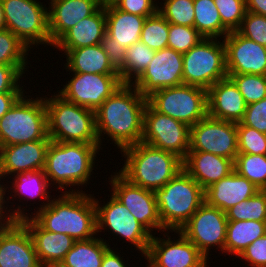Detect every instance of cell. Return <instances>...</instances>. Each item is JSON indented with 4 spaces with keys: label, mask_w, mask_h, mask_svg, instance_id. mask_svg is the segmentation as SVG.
<instances>
[{
    "label": "cell",
    "mask_w": 266,
    "mask_h": 267,
    "mask_svg": "<svg viewBox=\"0 0 266 267\" xmlns=\"http://www.w3.org/2000/svg\"><path fill=\"white\" fill-rule=\"evenodd\" d=\"M147 103V97L132 84H123L108 97L95 111V126L100 148L105 135L120 151L141 142Z\"/></svg>",
    "instance_id": "1"
},
{
    "label": "cell",
    "mask_w": 266,
    "mask_h": 267,
    "mask_svg": "<svg viewBox=\"0 0 266 267\" xmlns=\"http://www.w3.org/2000/svg\"><path fill=\"white\" fill-rule=\"evenodd\" d=\"M30 217L44 230L64 233L76 241L97 235L96 206L92 194L64 192L50 203L31 212Z\"/></svg>",
    "instance_id": "2"
},
{
    "label": "cell",
    "mask_w": 266,
    "mask_h": 267,
    "mask_svg": "<svg viewBox=\"0 0 266 267\" xmlns=\"http://www.w3.org/2000/svg\"><path fill=\"white\" fill-rule=\"evenodd\" d=\"M99 144L50 142L47 153L44 172L52 186L56 185V192H84L79 186L90 184V177L97 155L100 150ZM70 186V187H69ZM72 186L76 187L73 189ZM66 187V188H65ZM71 188L69 190H66ZM66 190V191H64Z\"/></svg>",
    "instance_id": "3"
},
{
    "label": "cell",
    "mask_w": 266,
    "mask_h": 267,
    "mask_svg": "<svg viewBox=\"0 0 266 267\" xmlns=\"http://www.w3.org/2000/svg\"><path fill=\"white\" fill-rule=\"evenodd\" d=\"M125 158L118 171L130 183L155 191L183 169V159L175 153L139 142L120 151Z\"/></svg>",
    "instance_id": "4"
},
{
    "label": "cell",
    "mask_w": 266,
    "mask_h": 267,
    "mask_svg": "<svg viewBox=\"0 0 266 267\" xmlns=\"http://www.w3.org/2000/svg\"><path fill=\"white\" fill-rule=\"evenodd\" d=\"M47 134L55 142L99 144L95 111L66 101L58 93L45 95Z\"/></svg>",
    "instance_id": "5"
},
{
    "label": "cell",
    "mask_w": 266,
    "mask_h": 267,
    "mask_svg": "<svg viewBox=\"0 0 266 267\" xmlns=\"http://www.w3.org/2000/svg\"><path fill=\"white\" fill-rule=\"evenodd\" d=\"M164 231H179L205 202L204 189L182 169L154 191Z\"/></svg>",
    "instance_id": "6"
},
{
    "label": "cell",
    "mask_w": 266,
    "mask_h": 267,
    "mask_svg": "<svg viewBox=\"0 0 266 267\" xmlns=\"http://www.w3.org/2000/svg\"><path fill=\"white\" fill-rule=\"evenodd\" d=\"M34 98L23 94L0 119V147L51 140L47 134L45 99Z\"/></svg>",
    "instance_id": "7"
},
{
    "label": "cell",
    "mask_w": 266,
    "mask_h": 267,
    "mask_svg": "<svg viewBox=\"0 0 266 267\" xmlns=\"http://www.w3.org/2000/svg\"><path fill=\"white\" fill-rule=\"evenodd\" d=\"M6 28L29 50L37 45L51 47L48 7L39 0H1ZM36 45V46H35Z\"/></svg>",
    "instance_id": "8"
},
{
    "label": "cell",
    "mask_w": 266,
    "mask_h": 267,
    "mask_svg": "<svg viewBox=\"0 0 266 267\" xmlns=\"http://www.w3.org/2000/svg\"><path fill=\"white\" fill-rule=\"evenodd\" d=\"M228 77L225 46L218 38H203L183 54V84L208 90Z\"/></svg>",
    "instance_id": "9"
},
{
    "label": "cell",
    "mask_w": 266,
    "mask_h": 267,
    "mask_svg": "<svg viewBox=\"0 0 266 267\" xmlns=\"http://www.w3.org/2000/svg\"><path fill=\"white\" fill-rule=\"evenodd\" d=\"M148 103L159 113L195 125L207 115V90L182 84L159 89L147 97Z\"/></svg>",
    "instance_id": "10"
},
{
    "label": "cell",
    "mask_w": 266,
    "mask_h": 267,
    "mask_svg": "<svg viewBox=\"0 0 266 267\" xmlns=\"http://www.w3.org/2000/svg\"><path fill=\"white\" fill-rule=\"evenodd\" d=\"M96 206V222H97V235L98 233L108 230L113 234L114 239L126 240L131 243L136 250L140 251L142 257L147 254L149 243L151 242L152 234L141 224L130 211L111 194L110 199L106 204L102 201L95 199ZM104 230V231H102ZM110 230V231H109ZM115 236H117L115 238Z\"/></svg>",
    "instance_id": "11"
},
{
    "label": "cell",
    "mask_w": 266,
    "mask_h": 267,
    "mask_svg": "<svg viewBox=\"0 0 266 267\" xmlns=\"http://www.w3.org/2000/svg\"><path fill=\"white\" fill-rule=\"evenodd\" d=\"M190 127L157 112L149 103L144 110L142 143L175 153L184 159L189 151Z\"/></svg>",
    "instance_id": "12"
},
{
    "label": "cell",
    "mask_w": 266,
    "mask_h": 267,
    "mask_svg": "<svg viewBox=\"0 0 266 267\" xmlns=\"http://www.w3.org/2000/svg\"><path fill=\"white\" fill-rule=\"evenodd\" d=\"M189 151L209 152L235 161L238 154L237 123L206 115L190 126Z\"/></svg>",
    "instance_id": "13"
},
{
    "label": "cell",
    "mask_w": 266,
    "mask_h": 267,
    "mask_svg": "<svg viewBox=\"0 0 266 267\" xmlns=\"http://www.w3.org/2000/svg\"><path fill=\"white\" fill-rule=\"evenodd\" d=\"M227 223L226 212L204 202L179 231L209 261V251L215 247L224 254Z\"/></svg>",
    "instance_id": "14"
},
{
    "label": "cell",
    "mask_w": 266,
    "mask_h": 267,
    "mask_svg": "<svg viewBox=\"0 0 266 267\" xmlns=\"http://www.w3.org/2000/svg\"><path fill=\"white\" fill-rule=\"evenodd\" d=\"M165 232L162 238L154 236L155 233L152 235L143 257L152 267H208V259L180 231ZM170 232L177 233V239L171 238Z\"/></svg>",
    "instance_id": "15"
},
{
    "label": "cell",
    "mask_w": 266,
    "mask_h": 267,
    "mask_svg": "<svg viewBox=\"0 0 266 267\" xmlns=\"http://www.w3.org/2000/svg\"><path fill=\"white\" fill-rule=\"evenodd\" d=\"M72 79L57 91L66 101L96 111L118 90L123 82L119 75L71 73Z\"/></svg>",
    "instance_id": "16"
},
{
    "label": "cell",
    "mask_w": 266,
    "mask_h": 267,
    "mask_svg": "<svg viewBox=\"0 0 266 267\" xmlns=\"http://www.w3.org/2000/svg\"><path fill=\"white\" fill-rule=\"evenodd\" d=\"M111 183V184H110ZM111 193L152 235L154 230L163 233L154 191L130 183L119 172L109 178Z\"/></svg>",
    "instance_id": "17"
},
{
    "label": "cell",
    "mask_w": 266,
    "mask_h": 267,
    "mask_svg": "<svg viewBox=\"0 0 266 267\" xmlns=\"http://www.w3.org/2000/svg\"><path fill=\"white\" fill-rule=\"evenodd\" d=\"M182 84L183 54L167 47L155 52L146 70L132 85L148 97L159 89Z\"/></svg>",
    "instance_id": "18"
},
{
    "label": "cell",
    "mask_w": 266,
    "mask_h": 267,
    "mask_svg": "<svg viewBox=\"0 0 266 267\" xmlns=\"http://www.w3.org/2000/svg\"><path fill=\"white\" fill-rule=\"evenodd\" d=\"M228 75L254 74L266 76V47L250 40L237 31L224 38Z\"/></svg>",
    "instance_id": "19"
},
{
    "label": "cell",
    "mask_w": 266,
    "mask_h": 267,
    "mask_svg": "<svg viewBox=\"0 0 266 267\" xmlns=\"http://www.w3.org/2000/svg\"><path fill=\"white\" fill-rule=\"evenodd\" d=\"M0 267H43L32 236L21 221L0 228Z\"/></svg>",
    "instance_id": "20"
},
{
    "label": "cell",
    "mask_w": 266,
    "mask_h": 267,
    "mask_svg": "<svg viewBox=\"0 0 266 267\" xmlns=\"http://www.w3.org/2000/svg\"><path fill=\"white\" fill-rule=\"evenodd\" d=\"M50 142L37 140L0 147V175L11 180L16 173L44 170Z\"/></svg>",
    "instance_id": "21"
},
{
    "label": "cell",
    "mask_w": 266,
    "mask_h": 267,
    "mask_svg": "<svg viewBox=\"0 0 266 267\" xmlns=\"http://www.w3.org/2000/svg\"><path fill=\"white\" fill-rule=\"evenodd\" d=\"M247 104L234 82L226 77L207 90V115L210 117L240 123Z\"/></svg>",
    "instance_id": "22"
},
{
    "label": "cell",
    "mask_w": 266,
    "mask_h": 267,
    "mask_svg": "<svg viewBox=\"0 0 266 267\" xmlns=\"http://www.w3.org/2000/svg\"><path fill=\"white\" fill-rule=\"evenodd\" d=\"M48 18L51 46L80 20L93 15L99 8L98 0H49Z\"/></svg>",
    "instance_id": "23"
},
{
    "label": "cell",
    "mask_w": 266,
    "mask_h": 267,
    "mask_svg": "<svg viewBox=\"0 0 266 267\" xmlns=\"http://www.w3.org/2000/svg\"><path fill=\"white\" fill-rule=\"evenodd\" d=\"M29 230L38 259L43 267L59 266L76 240L64 233L42 229L31 217L21 220Z\"/></svg>",
    "instance_id": "24"
},
{
    "label": "cell",
    "mask_w": 266,
    "mask_h": 267,
    "mask_svg": "<svg viewBox=\"0 0 266 267\" xmlns=\"http://www.w3.org/2000/svg\"><path fill=\"white\" fill-rule=\"evenodd\" d=\"M259 189L233 170L228 176L204 190L205 202L226 212L237 203L251 198Z\"/></svg>",
    "instance_id": "25"
},
{
    "label": "cell",
    "mask_w": 266,
    "mask_h": 267,
    "mask_svg": "<svg viewBox=\"0 0 266 267\" xmlns=\"http://www.w3.org/2000/svg\"><path fill=\"white\" fill-rule=\"evenodd\" d=\"M183 169L205 190L234 170V161L209 152L188 151Z\"/></svg>",
    "instance_id": "26"
},
{
    "label": "cell",
    "mask_w": 266,
    "mask_h": 267,
    "mask_svg": "<svg viewBox=\"0 0 266 267\" xmlns=\"http://www.w3.org/2000/svg\"><path fill=\"white\" fill-rule=\"evenodd\" d=\"M105 8L100 7L93 15L85 17L68 29L54 44L57 49H77L101 44L106 34Z\"/></svg>",
    "instance_id": "27"
},
{
    "label": "cell",
    "mask_w": 266,
    "mask_h": 267,
    "mask_svg": "<svg viewBox=\"0 0 266 267\" xmlns=\"http://www.w3.org/2000/svg\"><path fill=\"white\" fill-rule=\"evenodd\" d=\"M66 56L65 70L70 73L119 75L101 44L77 49H58Z\"/></svg>",
    "instance_id": "28"
},
{
    "label": "cell",
    "mask_w": 266,
    "mask_h": 267,
    "mask_svg": "<svg viewBox=\"0 0 266 267\" xmlns=\"http://www.w3.org/2000/svg\"><path fill=\"white\" fill-rule=\"evenodd\" d=\"M106 32L120 46L129 48L140 41L144 21L147 17L121 11L116 6L105 9Z\"/></svg>",
    "instance_id": "29"
},
{
    "label": "cell",
    "mask_w": 266,
    "mask_h": 267,
    "mask_svg": "<svg viewBox=\"0 0 266 267\" xmlns=\"http://www.w3.org/2000/svg\"><path fill=\"white\" fill-rule=\"evenodd\" d=\"M12 183V184H8ZM9 187L8 188V193H10V196L7 197L10 200L16 199L18 196L20 200L19 202L24 199H28L31 201V199L36 201L37 199H42L44 202L39 205L40 207H35L37 208L36 210L38 211L39 209H42L43 207H46L50 201L52 200L51 190H49L51 187L49 180L47 179L44 170H38V171H29V172H23V173H16L14 175V178L12 181H7ZM11 186V187H10ZM10 188V189H9ZM49 188V189H48ZM12 190V191H11ZM11 191V192H9ZM51 191V192H48ZM14 193V195L12 194ZM12 194V195H11ZM13 196V197H12ZM24 197V198H23Z\"/></svg>",
    "instance_id": "30"
},
{
    "label": "cell",
    "mask_w": 266,
    "mask_h": 267,
    "mask_svg": "<svg viewBox=\"0 0 266 267\" xmlns=\"http://www.w3.org/2000/svg\"><path fill=\"white\" fill-rule=\"evenodd\" d=\"M265 235L266 221L228 220L224 253L237 258L247 246Z\"/></svg>",
    "instance_id": "31"
},
{
    "label": "cell",
    "mask_w": 266,
    "mask_h": 267,
    "mask_svg": "<svg viewBox=\"0 0 266 267\" xmlns=\"http://www.w3.org/2000/svg\"><path fill=\"white\" fill-rule=\"evenodd\" d=\"M101 237L75 241L59 267H101L105 252L110 248Z\"/></svg>",
    "instance_id": "32"
},
{
    "label": "cell",
    "mask_w": 266,
    "mask_h": 267,
    "mask_svg": "<svg viewBox=\"0 0 266 267\" xmlns=\"http://www.w3.org/2000/svg\"><path fill=\"white\" fill-rule=\"evenodd\" d=\"M194 27L204 38H224L230 31L222 24L214 0H194Z\"/></svg>",
    "instance_id": "33"
},
{
    "label": "cell",
    "mask_w": 266,
    "mask_h": 267,
    "mask_svg": "<svg viewBox=\"0 0 266 267\" xmlns=\"http://www.w3.org/2000/svg\"><path fill=\"white\" fill-rule=\"evenodd\" d=\"M155 52L141 41L126 48L124 64L118 70L123 84H133L146 70Z\"/></svg>",
    "instance_id": "34"
},
{
    "label": "cell",
    "mask_w": 266,
    "mask_h": 267,
    "mask_svg": "<svg viewBox=\"0 0 266 267\" xmlns=\"http://www.w3.org/2000/svg\"><path fill=\"white\" fill-rule=\"evenodd\" d=\"M234 170L259 190H266V155L238 153Z\"/></svg>",
    "instance_id": "35"
},
{
    "label": "cell",
    "mask_w": 266,
    "mask_h": 267,
    "mask_svg": "<svg viewBox=\"0 0 266 267\" xmlns=\"http://www.w3.org/2000/svg\"><path fill=\"white\" fill-rule=\"evenodd\" d=\"M29 51L12 31L7 28L0 30V65L26 66L29 64Z\"/></svg>",
    "instance_id": "36"
},
{
    "label": "cell",
    "mask_w": 266,
    "mask_h": 267,
    "mask_svg": "<svg viewBox=\"0 0 266 267\" xmlns=\"http://www.w3.org/2000/svg\"><path fill=\"white\" fill-rule=\"evenodd\" d=\"M227 220L266 221V190H258L226 211Z\"/></svg>",
    "instance_id": "37"
},
{
    "label": "cell",
    "mask_w": 266,
    "mask_h": 267,
    "mask_svg": "<svg viewBox=\"0 0 266 267\" xmlns=\"http://www.w3.org/2000/svg\"><path fill=\"white\" fill-rule=\"evenodd\" d=\"M169 23L157 12L144 21L140 41L154 51L168 47Z\"/></svg>",
    "instance_id": "38"
},
{
    "label": "cell",
    "mask_w": 266,
    "mask_h": 267,
    "mask_svg": "<svg viewBox=\"0 0 266 267\" xmlns=\"http://www.w3.org/2000/svg\"><path fill=\"white\" fill-rule=\"evenodd\" d=\"M163 2L158 3L160 5L158 12L168 23L194 27V0H163Z\"/></svg>",
    "instance_id": "39"
},
{
    "label": "cell",
    "mask_w": 266,
    "mask_h": 267,
    "mask_svg": "<svg viewBox=\"0 0 266 267\" xmlns=\"http://www.w3.org/2000/svg\"><path fill=\"white\" fill-rule=\"evenodd\" d=\"M228 77L234 82L247 105L266 98L265 75L235 74Z\"/></svg>",
    "instance_id": "40"
},
{
    "label": "cell",
    "mask_w": 266,
    "mask_h": 267,
    "mask_svg": "<svg viewBox=\"0 0 266 267\" xmlns=\"http://www.w3.org/2000/svg\"><path fill=\"white\" fill-rule=\"evenodd\" d=\"M204 37L195 27L169 23L168 47L182 54L188 52Z\"/></svg>",
    "instance_id": "41"
},
{
    "label": "cell",
    "mask_w": 266,
    "mask_h": 267,
    "mask_svg": "<svg viewBox=\"0 0 266 267\" xmlns=\"http://www.w3.org/2000/svg\"><path fill=\"white\" fill-rule=\"evenodd\" d=\"M238 153L266 155V134L237 123Z\"/></svg>",
    "instance_id": "42"
},
{
    "label": "cell",
    "mask_w": 266,
    "mask_h": 267,
    "mask_svg": "<svg viewBox=\"0 0 266 267\" xmlns=\"http://www.w3.org/2000/svg\"><path fill=\"white\" fill-rule=\"evenodd\" d=\"M222 24L231 32L236 31L245 16V0H214Z\"/></svg>",
    "instance_id": "43"
},
{
    "label": "cell",
    "mask_w": 266,
    "mask_h": 267,
    "mask_svg": "<svg viewBox=\"0 0 266 267\" xmlns=\"http://www.w3.org/2000/svg\"><path fill=\"white\" fill-rule=\"evenodd\" d=\"M236 31L266 47V16L246 11L240 27Z\"/></svg>",
    "instance_id": "44"
},
{
    "label": "cell",
    "mask_w": 266,
    "mask_h": 267,
    "mask_svg": "<svg viewBox=\"0 0 266 267\" xmlns=\"http://www.w3.org/2000/svg\"><path fill=\"white\" fill-rule=\"evenodd\" d=\"M29 66L0 65V93H24L23 79ZM21 81V84H20Z\"/></svg>",
    "instance_id": "45"
},
{
    "label": "cell",
    "mask_w": 266,
    "mask_h": 267,
    "mask_svg": "<svg viewBox=\"0 0 266 267\" xmlns=\"http://www.w3.org/2000/svg\"><path fill=\"white\" fill-rule=\"evenodd\" d=\"M1 179H3L2 181H7V180H4V178L0 175V228H6V227L13 226L18 221H21L24 218L29 217L30 216V213H27L25 211L26 209L25 208H22L21 207L22 205H20V204L19 205L17 204L18 207L17 206L16 207H13L15 209H13V208L12 209L11 208L8 209V206L9 205L6 206V204L7 203L9 204V202H10V201H8L9 199L6 198V197L9 196V194L7 193L8 192V188H7L8 186L6 184L3 185L1 183L2 182ZM6 194L8 196H6Z\"/></svg>",
    "instance_id": "46"
},
{
    "label": "cell",
    "mask_w": 266,
    "mask_h": 267,
    "mask_svg": "<svg viewBox=\"0 0 266 267\" xmlns=\"http://www.w3.org/2000/svg\"><path fill=\"white\" fill-rule=\"evenodd\" d=\"M241 123L266 134V98L248 104Z\"/></svg>",
    "instance_id": "47"
},
{
    "label": "cell",
    "mask_w": 266,
    "mask_h": 267,
    "mask_svg": "<svg viewBox=\"0 0 266 267\" xmlns=\"http://www.w3.org/2000/svg\"><path fill=\"white\" fill-rule=\"evenodd\" d=\"M248 267H266V235L247 246L238 256Z\"/></svg>",
    "instance_id": "48"
},
{
    "label": "cell",
    "mask_w": 266,
    "mask_h": 267,
    "mask_svg": "<svg viewBox=\"0 0 266 267\" xmlns=\"http://www.w3.org/2000/svg\"><path fill=\"white\" fill-rule=\"evenodd\" d=\"M156 0H121L116 7L126 13L150 17L158 12Z\"/></svg>",
    "instance_id": "49"
},
{
    "label": "cell",
    "mask_w": 266,
    "mask_h": 267,
    "mask_svg": "<svg viewBox=\"0 0 266 267\" xmlns=\"http://www.w3.org/2000/svg\"><path fill=\"white\" fill-rule=\"evenodd\" d=\"M101 45L112 65L119 70L124 64L126 48L116 43L107 33L104 35Z\"/></svg>",
    "instance_id": "50"
},
{
    "label": "cell",
    "mask_w": 266,
    "mask_h": 267,
    "mask_svg": "<svg viewBox=\"0 0 266 267\" xmlns=\"http://www.w3.org/2000/svg\"><path fill=\"white\" fill-rule=\"evenodd\" d=\"M115 247L110 246V248L105 252L102 260L101 267H129L126 263L125 259L123 260V256L114 249Z\"/></svg>",
    "instance_id": "51"
},
{
    "label": "cell",
    "mask_w": 266,
    "mask_h": 267,
    "mask_svg": "<svg viewBox=\"0 0 266 267\" xmlns=\"http://www.w3.org/2000/svg\"><path fill=\"white\" fill-rule=\"evenodd\" d=\"M25 93H0V119L10 110L15 102Z\"/></svg>",
    "instance_id": "52"
},
{
    "label": "cell",
    "mask_w": 266,
    "mask_h": 267,
    "mask_svg": "<svg viewBox=\"0 0 266 267\" xmlns=\"http://www.w3.org/2000/svg\"><path fill=\"white\" fill-rule=\"evenodd\" d=\"M246 11L266 16V0H245Z\"/></svg>",
    "instance_id": "53"
},
{
    "label": "cell",
    "mask_w": 266,
    "mask_h": 267,
    "mask_svg": "<svg viewBox=\"0 0 266 267\" xmlns=\"http://www.w3.org/2000/svg\"><path fill=\"white\" fill-rule=\"evenodd\" d=\"M100 7L102 8H109L116 6L121 0H98Z\"/></svg>",
    "instance_id": "54"
},
{
    "label": "cell",
    "mask_w": 266,
    "mask_h": 267,
    "mask_svg": "<svg viewBox=\"0 0 266 267\" xmlns=\"http://www.w3.org/2000/svg\"><path fill=\"white\" fill-rule=\"evenodd\" d=\"M6 28V23H5V14L3 11V5L0 0V30H3Z\"/></svg>",
    "instance_id": "55"
},
{
    "label": "cell",
    "mask_w": 266,
    "mask_h": 267,
    "mask_svg": "<svg viewBox=\"0 0 266 267\" xmlns=\"http://www.w3.org/2000/svg\"><path fill=\"white\" fill-rule=\"evenodd\" d=\"M147 267H152L149 263L146 264ZM143 267V266H142Z\"/></svg>",
    "instance_id": "56"
}]
</instances>
